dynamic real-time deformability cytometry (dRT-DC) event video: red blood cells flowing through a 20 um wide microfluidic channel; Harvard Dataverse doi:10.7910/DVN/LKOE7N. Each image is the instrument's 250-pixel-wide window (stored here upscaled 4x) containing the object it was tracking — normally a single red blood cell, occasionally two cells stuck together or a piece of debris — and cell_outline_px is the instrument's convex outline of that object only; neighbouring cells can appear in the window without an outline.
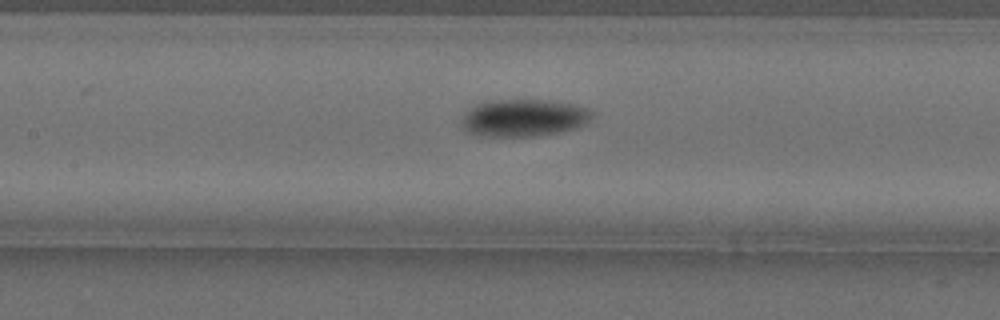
{"species": "Egyptian fruit bat (a non-hibernating species)", "species_latin": "Rousettus aegyptiacus", "temperature_condition": "cold", "stored_images_in_passage": 42, "camera_frame_rate_fps": 3000, "um_per_image_px": 0.085, "animal": {"sex": "female"}, "frame": {"image": 1, "passage_image": 13, "time_ms": 4.0, "image_size_px": [1000, 320], "cell_outline_px": [[592, 116], [584, 124], [576, 128], [560, 132], [536, 136], [484, 136], [468, 132], [460, 124], [460, 120], [464, 112], [476, 104], [496, 100], [552, 100], [576, 104], [588, 108], [592, 112]], "centroid_in_image_um": [44.51, 10.01], "position_along_channel_um": 162.9, "area_um2": 28.5}}
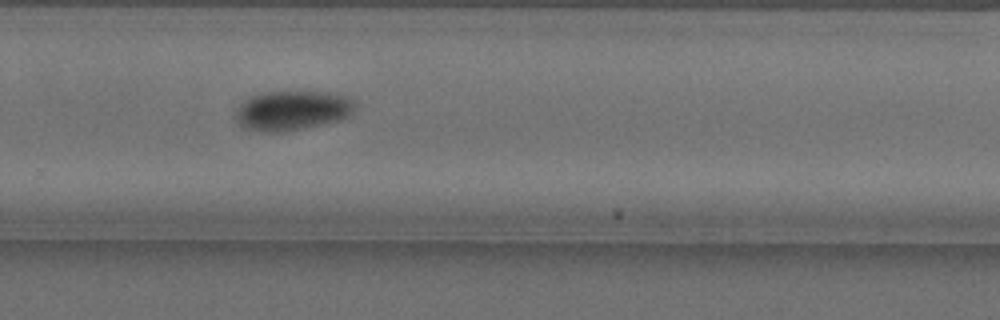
{"frame": {"image": 2, "passage_image": 25, "time_ms": 8.0, "image_size_px": [1000, 320], "cell_outline_px": [[356, 108], [352, 116], [340, 120], [284, 132], [260, 132], [248, 128], [240, 124], [236, 120], [236, 112], [240, 104], [244, 100], [260, 92], [328, 92], [344, 96], [352, 100], [356, 104]], "centroid_in_image_um": [24.87, 9.39], "position_along_channel_um": 304.9, "area_um2": 27.57}}
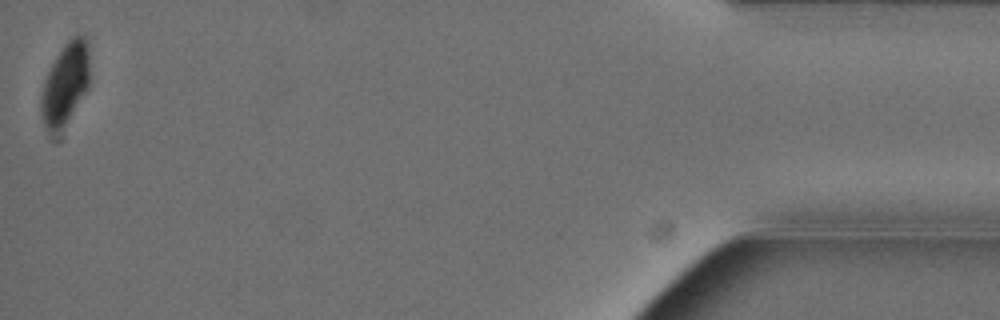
{"frame": {"image": 3, "passage_image": 42, "time_ms": 13.667, "image_size_px": [1000, 320], "cell_outline_px": [[88, 88], [64, 124], [56, 128], [44, 128], [40, 116], [40, 96], [44, 80], [56, 56], [64, 44], [72, 36], [84, 36], [88, 40]], "centroid_in_image_um": [5.52, 7.04], "position_along_channel_um": 429.7, "area_um2": 22.43}, "authors_computed_cell_mechanics": {"area_um2": 26.9348, "velocity_mm_per_s": 3.5662, "shape_relaxation_time_tau1_ms": 4.7922, "shape_relaxation_time_tau2_ms": null, "deformation_change_tau1": 0.1128, "deformation_change_tau2": null}}